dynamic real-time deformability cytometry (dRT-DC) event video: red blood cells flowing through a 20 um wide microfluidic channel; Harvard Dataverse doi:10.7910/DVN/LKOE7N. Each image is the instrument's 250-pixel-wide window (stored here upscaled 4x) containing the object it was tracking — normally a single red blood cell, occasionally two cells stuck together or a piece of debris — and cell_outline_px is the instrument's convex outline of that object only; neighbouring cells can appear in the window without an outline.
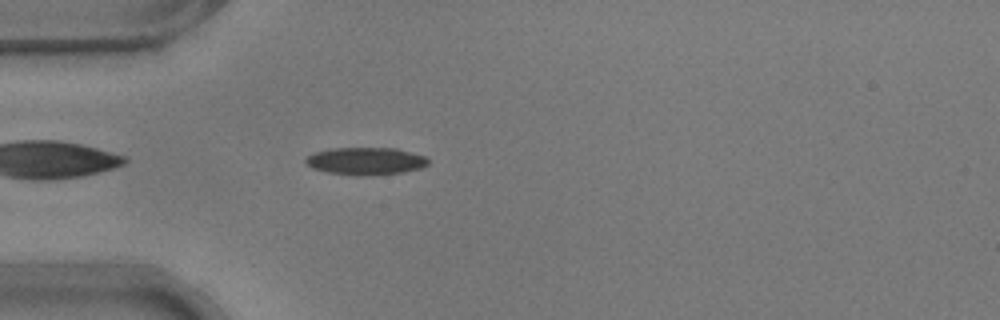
{"species": "common noctule bat (a hibernating species)", "species_latin": "Nyctalus noctula", "temperature_condition": "warm", "stored_images_in_passage": 41, "camera_frame_rate_fps": 3000, "um_per_image_px": 0.085, "animal": {"sex": "male", "body_mass_g": 17.9}, "frame": {"image": 1, "passage_image": 3, "time_ms": 0.667, "image_size_px": [1000, 320], "cell_outline_px": [[428, 164], [420, 168], [400, 172], [328, 172], [312, 168], [304, 160], [308, 156], [316, 152], [332, 148], [396, 148], [424, 156], [428, 160]], "centroid_in_image_um": [31.08, 13.62], "position_along_channel_um": 53.9, "area_um2": 18.21}}
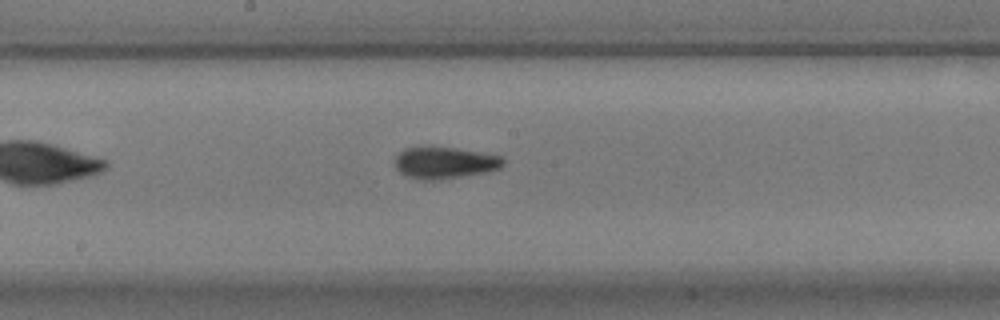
{"frame": {"image": 2, "passage_image": 16, "time_ms": 5.0, "image_size_px": [1000, 320], "cell_outline_px": [[504, 164], [500, 168], [488, 172], [440, 180], [416, 180], [404, 176], [396, 168], [396, 156], [404, 148], [424, 144], [432, 144], [484, 152], [504, 156]], "centroid_in_image_um": [37.79, 13.8], "position_along_channel_um": 210.4, "area_um2": 21.1}}
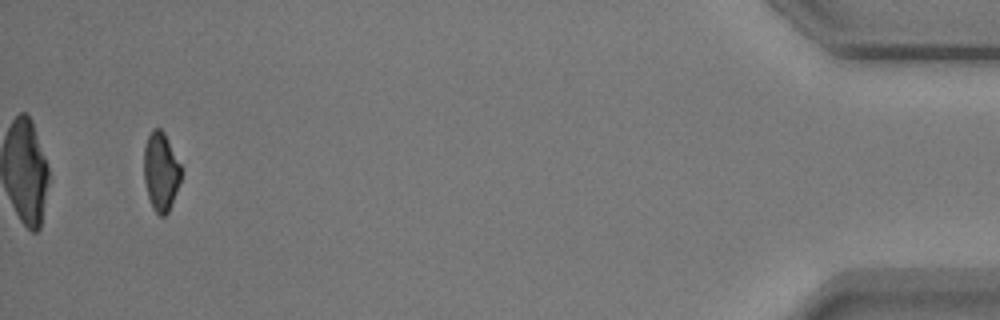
{"frame": {"image": 3, "passage_image": 39, "time_ms": 12.667, "image_size_px": [1000, 320], "cell_outline_px": [[180, 180], [176, 192], [168, 212], [164, 216], [160, 216], [152, 208], [148, 196], [144, 180], [144, 148], [148, 136], [152, 128], [160, 128], [164, 132], [180, 164]], "centroid_in_image_um": [13.65, 14.57], "position_along_channel_um": 421.5, "area_um2": 16.82}, "authors_computed_cell_mechanics": {"area_um2": 19.074, "velocity_mm_per_s": 3.7627, "shape_relaxation_time_tau1_ms": 3.7793, "shape_relaxation_time_tau2_ms": 5.6575, "deformation_change_tau1": 0.1374, "deformation_change_tau2": 0.1422}}